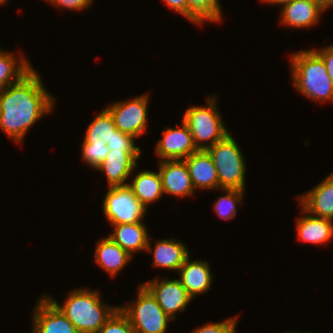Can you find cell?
Returning a JSON list of instances; mask_svg holds the SVG:
<instances>
[{
  "label": "cell",
  "instance_id": "1",
  "mask_svg": "<svg viewBox=\"0 0 333 333\" xmlns=\"http://www.w3.org/2000/svg\"><path fill=\"white\" fill-rule=\"evenodd\" d=\"M33 68L18 82L0 89V129L16 143L30 127L53 109L55 99Z\"/></svg>",
  "mask_w": 333,
  "mask_h": 333
},
{
  "label": "cell",
  "instance_id": "2",
  "mask_svg": "<svg viewBox=\"0 0 333 333\" xmlns=\"http://www.w3.org/2000/svg\"><path fill=\"white\" fill-rule=\"evenodd\" d=\"M63 304L46 295L72 322L80 333H98L109 318L119 309L102 302L97 291L75 289L67 294Z\"/></svg>",
  "mask_w": 333,
  "mask_h": 333
},
{
  "label": "cell",
  "instance_id": "3",
  "mask_svg": "<svg viewBox=\"0 0 333 333\" xmlns=\"http://www.w3.org/2000/svg\"><path fill=\"white\" fill-rule=\"evenodd\" d=\"M293 85L299 93L320 102L333 100V83L322 57L314 50L291 55Z\"/></svg>",
  "mask_w": 333,
  "mask_h": 333
},
{
  "label": "cell",
  "instance_id": "4",
  "mask_svg": "<svg viewBox=\"0 0 333 333\" xmlns=\"http://www.w3.org/2000/svg\"><path fill=\"white\" fill-rule=\"evenodd\" d=\"M217 171L219 189L245 191V160L239 145L229 133L223 140L206 149Z\"/></svg>",
  "mask_w": 333,
  "mask_h": 333
},
{
  "label": "cell",
  "instance_id": "5",
  "mask_svg": "<svg viewBox=\"0 0 333 333\" xmlns=\"http://www.w3.org/2000/svg\"><path fill=\"white\" fill-rule=\"evenodd\" d=\"M216 103V97L213 95L207 98V106L191 107L183 116L182 120L188 125L198 150H206L229 134ZM206 141L210 143L206 144Z\"/></svg>",
  "mask_w": 333,
  "mask_h": 333
},
{
  "label": "cell",
  "instance_id": "6",
  "mask_svg": "<svg viewBox=\"0 0 333 333\" xmlns=\"http://www.w3.org/2000/svg\"><path fill=\"white\" fill-rule=\"evenodd\" d=\"M137 294L135 302L119 306L129 318L135 333H166L167 324L173 319L162 310L156 298L142 283Z\"/></svg>",
  "mask_w": 333,
  "mask_h": 333
},
{
  "label": "cell",
  "instance_id": "7",
  "mask_svg": "<svg viewBox=\"0 0 333 333\" xmlns=\"http://www.w3.org/2000/svg\"><path fill=\"white\" fill-rule=\"evenodd\" d=\"M102 205L111 225L142 222L147 210L128 185L109 187Z\"/></svg>",
  "mask_w": 333,
  "mask_h": 333
},
{
  "label": "cell",
  "instance_id": "8",
  "mask_svg": "<svg viewBox=\"0 0 333 333\" xmlns=\"http://www.w3.org/2000/svg\"><path fill=\"white\" fill-rule=\"evenodd\" d=\"M148 97H150L148 94H142L130 101L115 102L106 107L118 130L134 138L147 132Z\"/></svg>",
  "mask_w": 333,
  "mask_h": 333
},
{
  "label": "cell",
  "instance_id": "9",
  "mask_svg": "<svg viewBox=\"0 0 333 333\" xmlns=\"http://www.w3.org/2000/svg\"><path fill=\"white\" fill-rule=\"evenodd\" d=\"M156 298L162 310L173 320L176 319V312L185 310L192 297L183 287L179 279H152L142 283Z\"/></svg>",
  "mask_w": 333,
  "mask_h": 333
},
{
  "label": "cell",
  "instance_id": "10",
  "mask_svg": "<svg viewBox=\"0 0 333 333\" xmlns=\"http://www.w3.org/2000/svg\"><path fill=\"white\" fill-rule=\"evenodd\" d=\"M178 128L170 126L162 131V139L156 144V155L163 160H184L198 151L188 125L181 119ZM181 126V127H180Z\"/></svg>",
  "mask_w": 333,
  "mask_h": 333
},
{
  "label": "cell",
  "instance_id": "11",
  "mask_svg": "<svg viewBox=\"0 0 333 333\" xmlns=\"http://www.w3.org/2000/svg\"><path fill=\"white\" fill-rule=\"evenodd\" d=\"M34 309L32 333H80L47 296Z\"/></svg>",
  "mask_w": 333,
  "mask_h": 333
},
{
  "label": "cell",
  "instance_id": "12",
  "mask_svg": "<svg viewBox=\"0 0 333 333\" xmlns=\"http://www.w3.org/2000/svg\"><path fill=\"white\" fill-rule=\"evenodd\" d=\"M140 150H110L95 170L103 171L109 187L128 185L126 180L137 166Z\"/></svg>",
  "mask_w": 333,
  "mask_h": 333
},
{
  "label": "cell",
  "instance_id": "13",
  "mask_svg": "<svg viewBox=\"0 0 333 333\" xmlns=\"http://www.w3.org/2000/svg\"><path fill=\"white\" fill-rule=\"evenodd\" d=\"M158 167L164 194L181 198L194 194L195 189L184 160H163Z\"/></svg>",
  "mask_w": 333,
  "mask_h": 333
},
{
  "label": "cell",
  "instance_id": "14",
  "mask_svg": "<svg viewBox=\"0 0 333 333\" xmlns=\"http://www.w3.org/2000/svg\"><path fill=\"white\" fill-rule=\"evenodd\" d=\"M299 198L301 208L309 214L333 220V172Z\"/></svg>",
  "mask_w": 333,
  "mask_h": 333
},
{
  "label": "cell",
  "instance_id": "15",
  "mask_svg": "<svg viewBox=\"0 0 333 333\" xmlns=\"http://www.w3.org/2000/svg\"><path fill=\"white\" fill-rule=\"evenodd\" d=\"M325 9L310 0H292L282 5L280 23L293 28H307L317 25Z\"/></svg>",
  "mask_w": 333,
  "mask_h": 333
},
{
  "label": "cell",
  "instance_id": "16",
  "mask_svg": "<svg viewBox=\"0 0 333 333\" xmlns=\"http://www.w3.org/2000/svg\"><path fill=\"white\" fill-rule=\"evenodd\" d=\"M194 189H219L214 162L206 150H198L184 159Z\"/></svg>",
  "mask_w": 333,
  "mask_h": 333
},
{
  "label": "cell",
  "instance_id": "17",
  "mask_svg": "<svg viewBox=\"0 0 333 333\" xmlns=\"http://www.w3.org/2000/svg\"><path fill=\"white\" fill-rule=\"evenodd\" d=\"M209 266L208 261H191L188 256L178 270L179 280L192 298L210 289L213 276Z\"/></svg>",
  "mask_w": 333,
  "mask_h": 333
},
{
  "label": "cell",
  "instance_id": "18",
  "mask_svg": "<svg viewBox=\"0 0 333 333\" xmlns=\"http://www.w3.org/2000/svg\"><path fill=\"white\" fill-rule=\"evenodd\" d=\"M148 240L146 251L153 252V266L178 271L189 256L187 247L173 238L157 240L154 247H151ZM154 248V249H153Z\"/></svg>",
  "mask_w": 333,
  "mask_h": 333
},
{
  "label": "cell",
  "instance_id": "19",
  "mask_svg": "<svg viewBox=\"0 0 333 333\" xmlns=\"http://www.w3.org/2000/svg\"><path fill=\"white\" fill-rule=\"evenodd\" d=\"M304 216L296 221L297 238L313 244H326L333 238V220L316 217L302 208Z\"/></svg>",
  "mask_w": 333,
  "mask_h": 333
},
{
  "label": "cell",
  "instance_id": "20",
  "mask_svg": "<svg viewBox=\"0 0 333 333\" xmlns=\"http://www.w3.org/2000/svg\"><path fill=\"white\" fill-rule=\"evenodd\" d=\"M112 226L115 228L109 238L124 249L131 257L136 251L146 250L149 236L146 225L143 222Z\"/></svg>",
  "mask_w": 333,
  "mask_h": 333
},
{
  "label": "cell",
  "instance_id": "21",
  "mask_svg": "<svg viewBox=\"0 0 333 333\" xmlns=\"http://www.w3.org/2000/svg\"><path fill=\"white\" fill-rule=\"evenodd\" d=\"M131 256L116 244L111 238L103 237L95 248L94 260L103 270L115 277L126 263L131 261Z\"/></svg>",
  "mask_w": 333,
  "mask_h": 333
},
{
  "label": "cell",
  "instance_id": "22",
  "mask_svg": "<svg viewBox=\"0 0 333 333\" xmlns=\"http://www.w3.org/2000/svg\"><path fill=\"white\" fill-rule=\"evenodd\" d=\"M133 178L132 183H128V186L146 209L150 203L160 199L164 194L159 171L143 170Z\"/></svg>",
  "mask_w": 333,
  "mask_h": 333
},
{
  "label": "cell",
  "instance_id": "23",
  "mask_svg": "<svg viewBox=\"0 0 333 333\" xmlns=\"http://www.w3.org/2000/svg\"><path fill=\"white\" fill-rule=\"evenodd\" d=\"M18 58L11 52L0 50V89L18 82L32 69L24 55Z\"/></svg>",
  "mask_w": 333,
  "mask_h": 333
},
{
  "label": "cell",
  "instance_id": "24",
  "mask_svg": "<svg viewBox=\"0 0 333 333\" xmlns=\"http://www.w3.org/2000/svg\"><path fill=\"white\" fill-rule=\"evenodd\" d=\"M222 19V9L219 0H188V20L196 25L203 22H219Z\"/></svg>",
  "mask_w": 333,
  "mask_h": 333
},
{
  "label": "cell",
  "instance_id": "25",
  "mask_svg": "<svg viewBox=\"0 0 333 333\" xmlns=\"http://www.w3.org/2000/svg\"><path fill=\"white\" fill-rule=\"evenodd\" d=\"M116 129L110 112L105 108L89 124L84 140L86 142L104 141L107 144Z\"/></svg>",
  "mask_w": 333,
  "mask_h": 333
},
{
  "label": "cell",
  "instance_id": "26",
  "mask_svg": "<svg viewBox=\"0 0 333 333\" xmlns=\"http://www.w3.org/2000/svg\"><path fill=\"white\" fill-rule=\"evenodd\" d=\"M225 195L219 196L214 204V210L218 216L225 220L232 219L237 214V204L242 203L244 191L237 189H222Z\"/></svg>",
  "mask_w": 333,
  "mask_h": 333
},
{
  "label": "cell",
  "instance_id": "27",
  "mask_svg": "<svg viewBox=\"0 0 333 333\" xmlns=\"http://www.w3.org/2000/svg\"><path fill=\"white\" fill-rule=\"evenodd\" d=\"M110 148L104 141L101 142H86L82 144V159L87 165L96 168L101 164L109 153Z\"/></svg>",
  "mask_w": 333,
  "mask_h": 333
},
{
  "label": "cell",
  "instance_id": "28",
  "mask_svg": "<svg viewBox=\"0 0 333 333\" xmlns=\"http://www.w3.org/2000/svg\"><path fill=\"white\" fill-rule=\"evenodd\" d=\"M98 333H135V331L129 318L119 308Z\"/></svg>",
  "mask_w": 333,
  "mask_h": 333
},
{
  "label": "cell",
  "instance_id": "29",
  "mask_svg": "<svg viewBox=\"0 0 333 333\" xmlns=\"http://www.w3.org/2000/svg\"><path fill=\"white\" fill-rule=\"evenodd\" d=\"M135 139L132 135L121 132L116 129L113 132V136L106 144L110 150H141L140 147H136Z\"/></svg>",
  "mask_w": 333,
  "mask_h": 333
},
{
  "label": "cell",
  "instance_id": "30",
  "mask_svg": "<svg viewBox=\"0 0 333 333\" xmlns=\"http://www.w3.org/2000/svg\"><path fill=\"white\" fill-rule=\"evenodd\" d=\"M237 317L225 319L218 323H208L191 333H236Z\"/></svg>",
  "mask_w": 333,
  "mask_h": 333
},
{
  "label": "cell",
  "instance_id": "31",
  "mask_svg": "<svg viewBox=\"0 0 333 333\" xmlns=\"http://www.w3.org/2000/svg\"><path fill=\"white\" fill-rule=\"evenodd\" d=\"M93 0H49L51 5H55L56 7H64L65 9H70L78 11L84 10L92 4Z\"/></svg>",
  "mask_w": 333,
  "mask_h": 333
},
{
  "label": "cell",
  "instance_id": "32",
  "mask_svg": "<svg viewBox=\"0 0 333 333\" xmlns=\"http://www.w3.org/2000/svg\"><path fill=\"white\" fill-rule=\"evenodd\" d=\"M323 59L328 75L331 78V81L333 83V44L325 47V48H320V49H314Z\"/></svg>",
  "mask_w": 333,
  "mask_h": 333
},
{
  "label": "cell",
  "instance_id": "33",
  "mask_svg": "<svg viewBox=\"0 0 333 333\" xmlns=\"http://www.w3.org/2000/svg\"><path fill=\"white\" fill-rule=\"evenodd\" d=\"M169 9L176 11V13L181 14L186 19H188V0H162Z\"/></svg>",
  "mask_w": 333,
  "mask_h": 333
},
{
  "label": "cell",
  "instance_id": "34",
  "mask_svg": "<svg viewBox=\"0 0 333 333\" xmlns=\"http://www.w3.org/2000/svg\"><path fill=\"white\" fill-rule=\"evenodd\" d=\"M318 3L325 10L329 9V7L333 6V0H310Z\"/></svg>",
  "mask_w": 333,
  "mask_h": 333
},
{
  "label": "cell",
  "instance_id": "35",
  "mask_svg": "<svg viewBox=\"0 0 333 333\" xmlns=\"http://www.w3.org/2000/svg\"><path fill=\"white\" fill-rule=\"evenodd\" d=\"M292 0H262L264 3H270V4H280L283 5L285 3L291 2Z\"/></svg>",
  "mask_w": 333,
  "mask_h": 333
},
{
  "label": "cell",
  "instance_id": "36",
  "mask_svg": "<svg viewBox=\"0 0 333 333\" xmlns=\"http://www.w3.org/2000/svg\"><path fill=\"white\" fill-rule=\"evenodd\" d=\"M8 2V0H0V4H4L5 5V3H7Z\"/></svg>",
  "mask_w": 333,
  "mask_h": 333
},
{
  "label": "cell",
  "instance_id": "37",
  "mask_svg": "<svg viewBox=\"0 0 333 333\" xmlns=\"http://www.w3.org/2000/svg\"><path fill=\"white\" fill-rule=\"evenodd\" d=\"M285 333H297V332H294V331H287ZM306 333V332H305ZM307 333H312V332H307Z\"/></svg>",
  "mask_w": 333,
  "mask_h": 333
}]
</instances>
